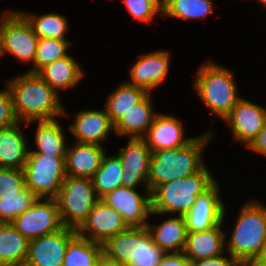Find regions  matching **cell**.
I'll return each instance as SVG.
<instances>
[{"label": "cell", "mask_w": 266, "mask_h": 266, "mask_svg": "<svg viewBox=\"0 0 266 266\" xmlns=\"http://www.w3.org/2000/svg\"><path fill=\"white\" fill-rule=\"evenodd\" d=\"M214 0H162V17L174 20H207L215 11Z\"/></svg>", "instance_id": "cell-29"}, {"label": "cell", "mask_w": 266, "mask_h": 266, "mask_svg": "<svg viewBox=\"0 0 266 266\" xmlns=\"http://www.w3.org/2000/svg\"><path fill=\"white\" fill-rule=\"evenodd\" d=\"M39 37L27 20L14 8L5 18L0 31V60L10 56L17 63L33 66Z\"/></svg>", "instance_id": "cell-8"}, {"label": "cell", "mask_w": 266, "mask_h": 266, "mask_svg": "<svg viewBox=\"0 0 266 266\" xmlns=\"http://www.w3.org/2000/svg\"><path fill=\"white\" fill-rule=\"evenodd\" d=\"M38 198L35 193L26 187L16 195L1 196L0 223L12 222L18 215L30 208Z\"/></svg>", "instance_id": "cell-34"}, {"label": "cell", "mask_w": 266, "mask_h": 266, "mask_svg": "<svg viewBox=\"0 0 266 266\" xmlns=\"http://www.w3.org/2000/svg\"><path fill=\"white\" fill-rule=\"evenodd\" d=\"M10 223L29 241L55 233L64 227L55 198H38Z\"/></svg>", "instance_id": "cell-12"}, {"label": "cell", "mask_w": 266, "mask_h": 266, "mask_svg": "<svg viewBox=\"0 0 266 266\" xmlns=\"http://www.w3.org/2000/svg\"><path fill=\"white\" fill-rule=\"evenodd\" d=\"M29 240L9 222L0 223V265L24 263Z\"/></svg>", "instance_id": "cell-30"}, {"label": "cell", "mask_w": 266, "mask_h": 266, "mask_svg": "<svg viewBox=\"0 0 266 266\" xmlns=\"http://www.w3.org/2000/svg\"><path fill=\"white\" fill-rule=\"evenodd\" d=\"M246 149L250 150L252 153L260 154L259 156L266 157V122L257 137Z\"/></svg>", "instance_id": "cell-41"}, {"label": "cell", "mask_w": 266, "mask_h": 266, "mask_svg": "<svg viewBox=\"0 0 266 266\" xmlns=\"http://www.w3.org/2000/svg\"><path fill=\"white\" fill-rule=\"evenodd\" d=\"M208 163L197 173L160 184L151 192L152 211L184 216L217 179Z\"/></svg>", "instance_id": "cell-5"}, {"label": "cell", "mask_w": 266, "mask_h": 266, "mask_svg": "<svg viewBox=\"0 0 266 266\" xmlns=\"http://www.w3.org/2000/svg\"><path fill=\"white\" fill-rule=\"evenodd\" d=\"M156 266H191V261L183 252L166 253Z\"/></svg>", "instance_id": "cell-40"}, {"label": "cell", "mask_w": 266, "mask_h": 266, "mask_svg": "<svg viewBox=\"0 0 266 266\" xmlns=\"http://www.w3.org/2000/svg\"><path fill=\"white\" fill-rule=\"evenodd\" d=\"M205 130L181 148H168L152 152L150 172L148 175L149 190L152 192L160 184L191 176L205 165L206 148L217 136Z\"/></svg>", "instance_id": "cell-4"}, {"label": "cell", "mask_w": 266, "mask_h": 266, "mask_svg": "<svg viewBox=\"0 0 266 266\" xmlns=\"http://www.w3.org/2000/svg\"><path fill=\"white\" fill-rule=\"evenodd\" d=\"M181 118L175 116L174 113H157L146 136L143 138L151 152L168 148H181L195 137V135H186V124Z\"/></svg>", "instance_id": "cell-17"}, {"label": "cell", "mask_w": 266, "mask_h": 266, "mask_svg": "<svg viewBox=\"0 0 266 266\" xmlns=\"http://www.w3.org/2000/svg\"><path fill=\"white\" fill-rule=\"evenodd\" d=\"M78 62L77 58L70 53L64 58L55 60L54 62L41 68L37 74L60 96L64 91L73 90L86 76V71Z\"/></svg>", "instance_id": "cell-22"}, {"label": "cell", "mask_w": 266, "mask_h": 266, "mask_svg": "<svg viewBox=\"0 0 266 266\" xmlns=\"http://www.w3.org/2000/svg\"><path fill=\"white\" fill-rule=\"evenodd\" d=\"M75 42L72 39L39 38L33 66L26 71L37 73L44 66L68 56Z\"/></svg>", "instance_id": "cell-33"}, {"label": "cell", "mask_w": 266, "mask_h": 266, "mask_svg": "<svg viewBox=\"0 0 266 266\" xmlns=\"http://www.w3.org/2000/svg\"><path fill=\"white\" fill-rule=\"evenodd\" d=\"M14 9H12L11 7L3 9V11H1L2 13L0 14V31H1V26L2 23L4 22L5 18L13 11Z\"/></svg>", "instance_id": "cell-44"}, {"label": "cell", "mask_w": 266, "mask_h": 266, "mask_svg": "<svg viewBox=\"0 0 266 266\" xmlns=\"http://www.w3.org/2000/svg\"><path fill=\"white\" fill-rule=\"evenodd\" d=\"M25 127L27 123L18 122L0 129V168L23 169L30 149Z\"/></svg>", "instance_id": "cell-24"}, {"label": "cell", "mask_w": 266, "mask_h": 266, "mask_svg": "<svg viewBox=\"0 0 266 266\" xmlns=\"http://www.w3.org/2000/svg\"><path fill=\"white\" fill-rule=\"evenodd\" d=\"M249 266H266V238L263 242V250L256 260Z\"/></svg>", "instance_id": "cell-42"}, {"label": "cell", "mask_w": 266, "mask_h": 266, "mask_svg": "<svg viewBox=\"0 0 266 266\" xmlns=\"http://www.w3.org/2000/svg\"><path fill=\"white\" fill-rule=\"evenodd\" d=\"M228 205L225 207L223 222L218 226L199 232H188L183 253L190 261L220 256L226 252L225 231L228 216ZM227 212V213H226Z\"/></svg>", "instance_id": "cell-20"}, {"label": "cell", "mask_w": 266, "mask_h": 266, "mask_svg": "<svg viewBox=\"0 0 266 266\" xmlns=\"http://www.w3.org/2000/svg\"><path fill=\"white\" fill-rule=\"evenodd\" d=\"M173 53L168 49H155L150 52H143L137 56L134 63L128 66V84L144 88L148 93L157 91L166 83L171 73ZM128 80V81H127Z\"/></svg>", "instance_id": "cell-10"}, {"label": "cell", "mask_w": 266, "mask_h": 266, "mask_svg": "<svg viewBox=\"0 0 266 266\" xmlns=\"http://www.w3.org/2000/svg\"><path fill=\"white\" fill-rule=\"evenodd\" d=\"M122 164L119 156L114 152L104 154L100 168L92 177V184L99 199L122 186Z\"/></svg>", "instance_id": "cell-31"}, {"label": "cell", "mask_w": 266, "mask_h": 266, "mask_svg": "<svg viewBox=\"0 0 266 266\" xmlns=\"http://www.w3.org/2000/svg\"><path fill=\"white\" fill-rule=\"evenodd\" d=\"M147 94L148 92L144 88L128 84L125 80H122L106 95L102 107L105 108L111 122L115 125L125 113Z\"/></svg>", "instance_id": "cell-26"}, {"label": "cell", "mask_w": 266, "mask_h": 266, "mask_svg": "<svg viewBox=\"0 0 266 266\" xmlns=\"http://www.w3.org/2000/svg\"><path fill=\"white\" fill-rule=\"evenodd\" d=\"M155 216L158 217V221L161 218L156 224L153 222L156 219ZM146 227L152 235L153 242L165 253L184 251L188 233L184 216L165 215L151 211Z\"/></svg>", "instance_id": "cell-19"}, {"label": "cell", "mask_w": 266, "mask_h": 266, "mask_svg": "<svg viewBox=\"0 0 266 266\" xmlns=\"http://www.w3.org/2000/svg\"><path fill=\"white\" fill-rule=\"evenodd\" d=\"M30 24L33 32L39 38L69 39L70 23L68 16L56 12L37 14L32 11L16 9Z\"/></svg>", "instance_id": "cell-27"}, {"label": "cell", "mask_w": 266, "mask_h": 266, "mask_svg": "<svg viewBox=\"0 0 266 266\" xmlns=\"http://www.w3.org/2000/svg\"><path fill=\"white\" fill-rule=\"evenodd\" d=\"M68 112V108L64 107L63 120L71 118V123L66 127H68L74 141L107 147L105 145L107 140L109 141L110 135L116 137L114 124L104 107L100 109L80 108L72 115H70L71 112Z\"/></svg>", "instance_id": "cell-9"}, {"label": "cell", "mask_w": 266, "mask_h": 266, "mask_svg": "<svg viewBox=\"0 0 266 266\" xmlns=\"http://www.w3.org/2000/svg\"><path fill=\"white\" fill-rule=\"evenodd\" d=\"M166 253L161 250L152 239L148 228H139V251L136 261L128 266H156Z\"/></svg>", "instance_id": "cell-36"}, {"label": "cell", "mask_w": 266, "mask_h": 266, "mask_svg": "<svg viewBox=\"0 0 266 266\" xmlns=\"http://www.w3.org/2000/svg\"><path fill=\"white\" fill-rule=\"evenodd\" d=\"M191 266H242L235 258L229 253L207 259H200L191 261Z\"/></svg>", "instance_id": "cell-39"}, {"label": "cell", "mask_w": 266, "mask_h": 266, "mask_svg": "<svg viewBox=\"0 0 266 266\" xmlns=\"http://www.w3.org/2000/svg\"><path fill=\"white\" fill-rule=\"evenodd\" d=\"M25 187L22 169L0 168V198L16 195Z\"/></svg>", "instance_id": "cell-37"}, {"label": "cell", "mask_w": 266, "mask_h": 266, "mask_svg": "<svg viewBox=\"0 0 266 266\" xmlns=\"http://www.w3.org/2000/svg\"><path fill=\"white\" fill-rule=\"evenodd\" d=\"M242 96L223 120L228 126L230 137L234 142L243 144L245 149L257 137L266 122V107L259 102Z\"/></svg>", "instance_id": "cell-13"}, {"label": "cell", "mask_w": 266, "mask_h": 266, "mask_svg": "<svg viewBox=\"0 0 266 266\" xmlns=\"http://www.w3.org/2000/svg\"><path fill=\"white\" fill-rule=\"evenodd\" d=\"M102 256V244L76 234L68 243L62 266H97Z\"/></svg>", "instance_id": "cell-32"}, {"label": "cell", "mask_w": 266, "mask_h": 266, "mask_svg": "<svg viewBox=\"0 0 266 266\" xmlns=\"http://www.w3.org/2000/svg\"><path fill=\"white\" fill-rule=\"evenodd\" d=\"M101 200L122 216L127 227L142 228L147 226L152 211L149 188L121 186L105 195Z\"/></svg>", "instance_id": "cell-11"}, {"label": "cell", "mask_w": 266, "mask_h": 266, "mask_svg": "<svg viewBox=\"0 0 266 266\" xmlns=\"http://www.w3.org/2000/svg\"><path fill=\"white\" fill-rule=\"evenodd\" d=\"M212 60L207 59L198 66L191 84L195 95L213 117L209 126L212 129H206L211 132L216 121H223L243 96L239 91L235 72L221 62Z\"/></svg>", "instance_id": "cell-1"}, {"label": "cell", "mask_w": 266, "mask_h": 266, "mask_svg": "<svg viewBox=\"0 0 266 266\" xmlns=\"http://www.w3.org/2000/svg\"><path fill=\"white\" fill-rule=\"evenodd\" d=\"M127 228L122 216L99 199L87 218L76 229V234L103 245L108 239Z\"/></svg>", "instance_id": "cell-16"}, {"label": "cell", "mask_w": 266, "mask_h": 266, "mask_svg": "<svg viewBox=\"0 0 266 266\" xmlns=\"http://www.w3.org/2000/svg\"><path fill=\"white\" fill-rule=\"evenodd\" d=\"M240 205L239 211L236 210L238 213L234 215L236 218L233 216L235 221L232 227L224 228L225 248L242 266H249L263 250L266 238V204L254 196Z\"/></svg>", "instance_id": "cell-3"}, {"label": "cell", "mask_w": 266, "mask_h": 266, "mask_svg": "<svg viewBox=\"0 0 266 266\" xmlns=\"http://www.w3.org/2000/svg\"><path fill=\"white\" fill-rule=\"evenodd\" d=\"M221 181L218 179L202 194L193 207L184 215L187 232H199L218 226L223 222L227 201L221 196Z\"/></svg>", "instance_id": "cell-14"}, {"label": "cell", "mask_w": 266, "mask_h": 266, "mask_svg": "<svg viewBox=\"0 0 266 266\" xmlns=\"http://www.w3.org/2000/svg\"><path fill=\"white\" fill-rule=\"evenodd\" d=\"M18 122L20 121L14 110L11 93L5 85L0 89V128L12 126Z\"/></svg>", "instance_id": "cell-38"}, {"label": "cell", "mask_w": 266, "mask_h": 266, "mask_svg": "<svg viewBox=\"0 0 266 266\" xmlns=\"http://www.w3.org/2000/svg\"><path fill=\"white\" fill-rule=\"evenodd\" d=\"M107 148L94 143L69 142L65 158L66 175L92 179Z\"/></svg>", "instance_id": "cell-21"}, {"label": "cell", "mask_w": 266, "mask_h": 266, "mask_svg": "<svg viewBox=\"0 0 266 266\" xmlns=\"http://www.w3.org/2000/svg\"><path fill=\"white\" fill-rule=\"evenodd\" d=\"M261 6L263 9L266 8V0H256Z\"/></svg>", "instance_id": "cell-46"}, {"label": "cell", "mask_w": 266, "mask_h": 266, "mask_svg": "<svg viewBox=\"0 0 266 266\" xmlns=\"http://www.w3.org/2000/svg\"><path fill=\"white\" fill-rule=\"evenodd\" d=\"M0 266H28V264L24 262V263H17V264H4Z\"/></svg>", "instance_id": "cell-45"}, {"label": "cell", "mask_w": 266, "mask_h": 266, "mask_svg": "<svg viewBox=\"0 0 266 266\" xmlns=\"http://www.w3.org/2000/svg\"><path fill=\"white\" fill-rule=\"evenodd\" d=\"M126 12L138 23L154 24L156 17H162V0H121Z\"/></svg>", "instance_id": "cell-35"}, {"label": "cell", "mask_w": 266, "mask_h": 266, "mask_svg": "<svg viewBox=\"0 0 266 266\" xmlns=\"http://www.w3.org/2000/svg\"><path fill=\"white\" fill-rule=\"evenodd\" d=\"M152 95L154 96L153 93H148L114 125L116 139L117 137L119 139L120 137L121 139H143L146 136L149 127L159 112L156 110L155 103H153Z\"/></svg>", "instance_id": "cell-25"}, {"label": "cell", "mask_w": 266, "mask_h": 266, "mask_svg": "<svg viewBox=\"0 0 266 266\" xmlns=\"http://www.w3.org/2000/svg\"><path fill=\"white\" fill-rule=\"evenodd\" d=\"M126 144L116 150L122 164V186L149 188L148 175L152 152L144 139L127 138Z\"/></svg>", "instance_id": "cell-15"}, {"label": "cell", "mask_w": 266, "mask_h": 266, "mask_svg": "<svg viewBox=\"0 0 266 266\" xmlns=\"http://www.w3.org/2000/svg\"><path fill=\"white\" fill-rule=\"evenodd\" d=\"M55 200L63 226L77 229L99 198L91 179L66 175Z\"/></svg>", "instance_id": "cell-6"}, {"label": "cell", "mask_w": 266, "mask_h": 266, "mask_svg": "<svg viewBox=\"0 0 266 266\" xmlns=\"http://www.w3.org/2000/svg\"><path fill=\"white\" fill-rule=\"evenodd\" d=\"M76 229L63 227L59 231L29 241L28 266H62L69 241Z\"/></svg>", "instance_id": "cell-18"}, {"label": "cell", "mask_w": 266, "mask_h": 266, "mask_svg": "<svg viewBox=\"0 0 266 266\" xmlns=\"http://www.w3.org/2000/svg\"><path fill=\"white\" fill-rule=\"evenodd\" d=\"M10 78V79H9ZM5 80L20 122L63 118L65 103L37 73L23 72Z\"/></svg>", "instance_id": "cell-2"}, {"label": "cell", "mask_w": 266, "mask_h": 266, "mask_svg": "<svg viewBox=\"0 0 266 266\" xmlns=\"http://www.w3.org/2000/svg\"><path fill=\"white\" fill-rule=\"evenodd\" d=\"M66 156H50L28 153L23 167L25 187L39 198H55L61 188L65 172Z\"/></svg>", "instance_id": "cell-7"}, {"label": "cell", "mask_w": 266, "mask_h": 266, "mask_svg": "<svg viewBox=\"0 0 266 266\" xmlns=\"http://www.w3.org/2000/svg\"><path fill=\"white\" fill-rule=\"evenodd\" d=\"M97 266H123L115 261L106 258L104 255L99 259Z\"/></svg>", "instance_id": "cell-43"}, {"label": "cell", "mask_w": 266, "mask_h": 266, "mask_svg": "<svg viewBox=\"0 0 266 266\" xmlns=\"http://www.w3.org/2000/svg\"><path fill=\"white\" fill-rule=\"evenodd\" d=\"M61 118L54 120L30 121L27 122L29 128L35 123L33 143L30 144L29 153H40L50 156H66L68 141L66 134L68 129L64 128ZM32 124V125H31ZM67 130V132L65 131ZM66 133V134H65ZM34 144V146H33ZM32 145V147H31Z\"/></svg>", "instance_id": "cell-23"}, {"label": "cell", "mask_w": 266, "mask_h": 266, "mask_svg": "<svg viewBox=\"0 0 266 266\" xmlns=\"http://www.w3.org/2000/svg\"><path fill=\"white\" fill-rule=\"evenodd\" d=\"M103 255L116 263L128 266L136 261L139 251V228H127L108 239L103 245Z\"/></svg>", "instance_id": "cell-28"}]
</instances>
